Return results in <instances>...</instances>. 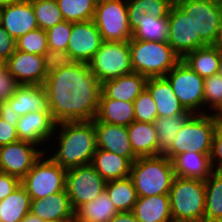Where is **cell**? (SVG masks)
<instances>
[{
	"mask_svg": "<svg viewBox=\"0 0 222 222\" xmlns=\"http://www.w3.org/2000/svg\"><path fill=\"white\" fill-rule=\"evenodd\" d=\"M43 87L56 124L95 119L102 83L89 64L75 62L61 68L47 76Z\"/></svg>",
	"mask_w": 222,
	"mask_h": 222,
	"instance_id": "1",
	"label": "cell"
},
{
	"mask_svg": "<svg viewBox=\"0 0 222 222\" xmlns=\"http://www.w3.org/2000/svg\"><path fill=\"white\" fill-rule=\"evenodd\" d=\"M60 130V133L58 129ZM58 148L49 156L62 168L91 164L97 149L96 129L93 121L63 122L56 124Z\"/></svg>",
	"mask_w": 222,
	"mask_h": 222,
	"instance_id": "2",
	"label": "cell"
},
{
	"mask_svg": "<svg viewBox=\"0 0 222 222\" xmlns=\"http://www.w3.org/2000/svg\"><path fill=\"white\" fill-rule=\"evenodd\" d=\"M130 177L138 197L169 194L175 177L173 162L165 155L139 157L132 163Z\"/></svg>",
	"mask_w": 222,
	"mask_h": 222,
	"instance_id": "3",
	"label": "cell"
},
{
	"mask_svg": "<svg viewBox=\"0 0 222 222\" xmlns=\"http://www.w3.org/2000/svg\"><path fill=\"white\" fill-rule=\"evenodd\" d=\"M133 72L147 78L165 77L182 59L168 42L129 40Z\"/></svg>",
	"mask_w": 222,
	"mask_h": 222,
	"instance_id": "4",
	"label": "cell"
},
{
	"mask_svg": "<svg viewBox=\"0 0 222 222\" xmlns=\"http://www.w3.org/2000/svg\"><path fill=\"white\" fill-rule=\"evenodd\" d=\"M175 3L192 19L195 50L218 44L222 30L219 0H175Z\"/></svg>",
	"mask_w": 222,
	"mask_h": 222,
	"instance_id": "5",
	"label": "cell"
},
{
	"mask_svg": "<svg viewBox=\"0 0 222 222\" xmlns=\"http://www.w3.org/2000/svg\"><path fill=\"white\" fill-rule=\"evenodd\" d=\"M174 222H203L205 215V181L175 176L170 189Z\"/></svg>",
	"mask_w": 222,
	"mask_h": 222,
	"instance_id": "6",
	"label": "cell"
},
{
	"mask_svg": "<svg viewBox=\"0 0 222 222\" xmlns=\"http://www.w3.org/2000/svg\"><path fill=\"white\" fill-rule=\"evenodd\" d=\"M218 123L219 119L214 113L193 114L184 123L165 156L172 161L177 155L187 151L211 155L213 135Z\"/></svg>",
	"mask_w": 222,
	"mask_h": 222,
	"instance_id": "7",
	"label": "cell"
},
{
	"mask_svg": "<svg viewBox=\"0 0 222 222\" xmlns=\"http://www.w3.org/2000/svg\"><path fill=\"white\" fill-rule=\"evenodd\" d=\"M45 154L41 155L32 169L21 179V185L31 200L45 198L65 190L67 170Z\"/></svg>",
	"mask_w": 222,
	"mask_h": 222,
	"instance_id": "8",
	"label": "cell"
},
{
	"mask_svg": "<svg viewBox=\"0 0 222 222\" xmlns=\"http://www.w3.org/2000/svg\"><path fill=\"white\" fill-rule=\"evenodd\" d=\"M93 21L103 41L123 42L132 38L127 0H98Z\"/></svg>",
	"mask_w": 222,
	"mask_h": 222,
	"instance_id": "9",
	"label": "cell"
},
{
	"mask_svg": "<svg viewBox=\"0 0 222 222\" xmlns=\"http://www.w3.org/2000/svg\"><path fill=\"white\" fill-rule=\"evenodd\" d=\"M88 64L101 83L132 73L129 41H103Z\"/></svg>",
	"mask_w": 222,
	"mask_h": 222,
	"instance_id": "10",
	"label": "cell"
},
{
	"mask_svg": "<svg viewBox=\"0 0 222 222\" xmlns=\"http://www.w3.org/2000/svg\"><path fill=\"white\" fill-rule=\"evenodd\" d=\"M165 78L187 111L193 114L206 113L201 111L204 110V79L201 76L181 60Z\"/></svg>",
	"mask_w": 222,
	"mask_h": 222,
	"instance_id": "11",
	"label": "cell"
},
{
	"mask_svg": "<svg viewBox=\"0 0 222 222\" xmlns=\"http://www.w3.org/2000/svg\"><path fill=\"white\" fill-rule=\"evenodd\" d=\"M106 183L91 164L68 169L65 189L74 211L103 193Z\"/></svg>",
	"mask_w": 222,
	"mask_h": 222,
	"instance_id": "12",
	"label": "cell"
},
{
	"mask_svg": "<svg viewBox=\"0 0 222 222\" xmlns=\"http://www.w3.org/2000/svg\"><path fill=\"white\" fill-rule=\"evenodd\" d=\"M38 148L35 144L21 140L0 146V171L21 180L46 152V147L42 150Z\"/></svg>",
	"mask_w": 222,
	"mask_h": 222,
	"instance_id": "13",
	"label": "cell"
},
{
	"mask_svg": "<svg viewBox=\"0 0 222 222\" xmlns=\"http://www.w3.org/2000/svg\"><path fill=\"white\" fill-rule=\"evenodd\" d=\"M103 43L93 19L72 23L67 51L75 62L89 63Z\"/></svg>",
	"mask_w": 222,
	"mask_h": 222,
	"instance_id": "14",
	"label": "cell"
},
{
	"mask_svg": "<svg viewBox=\"0 0 222 222\" xmlns=\"http://www.w3.org/2000/svg\"><path fill=\"white\" fill-rule=\"evenodd\" d=\"M55 127L56 122L51 112L45 111L30 112L20 116L16 125L18 139L39 145V148L50 141L53 135H57Z\"/></svg>",
	"mask_w": 222,
	"mask_h": 222,
	"instance_id": "15",
	"label": "cell"
},
{
	"mask_svg": "<svg viewBox=\"0 0 222 222\" xmlns=\"http://www.w3.org/2000/svg\"><path fill=\"white\" fill-rule=\"evenodd\" d=\"M0 25L15 40L38 28L30 0H18L2 6Z\"/></svg>",
	"mask_w": 222,
	"mask_h": 222,
	"instance_id": "16",
	"label": "cell"
},
{
	"mask_svg": "<svg viewBox=\"0 0 222 222\" xmlns=\"http://www.w3.org/2000/svg\"><path fill=\"white\" fill-rule=\"evenodd\" d=\"M9 73L20 85H43L46 80L43 56L15 50L7 60Z\"/></svg>",
	"mask_w": 222,
	"mask_h": 222,
	"instance_id": "17",
	"label": "cell"
},
{
	"mask_svg": "<svg viewBox=\"0 0 222 222\" xmlns=\"http://www.w3.org/2000/svg\"><path fill=\"white\" fill-rule=\"evenodd\" d=\"M168 19V44L182 59L188 52L195 50L192 19L176 3L171 7Z\"/></svg>",
	"mask_w": 222,
	"mask_h": 222,
	"instance_id": "18",
	"label": "cell"
},
{
	"mask_svg": "<svg viewBox=\"0 0 222 222\" xmlns=\"http://www.w3.org/2000/svg\"><path fill=\"white\" fill-rule=\"evenodd\" d=\"M96 129L97 148L128 158L132 163L137 159L131 147L126 126H118L93 120Z\"/></svg>",
	"mask_w": 222,
	"mask_h": 222,
	"instance_id": "19",
	"label": "cell"
},
{
	"mask_svg": "<svg viewBox=\"0 0 222 222\" xmlns=\"http://www.w3.org/2000/svg\"><path fill=\"white\" fill-rule=\"evenodd\" d=\"M30 213L41 220L57 222H70L75 217L66 189L45 198L31 200Z\"/></svg>",
	"mask_w": 222,
	"mask_h": 222,
	"instance_id": "20",
	"label": "cell"
},
{
	"mask_svg": "<svg viewBox=\"0 0 222 222\" xmlns=\"http://www.w3.org/2000/svg\"><path fill=\"white\" fill-rule=\"evenodd\" d=\"M146 89L151 94L152 99L157 106L158 117L193 114L187 111L179 102L169 81L165 77L148 78L146 82Z\"/></svg>",
	"mask_w": 222,
	"mask_h": 222,
	"instance_id": "21",
	"label": "cell"
},
{
	"mask_svg": "<svg viewBox=\"0 0 222 222\" xmlns=\"http://www.w3.org/2000/svg\"><path fill=\"white\" fill-rule=\"evenodd\" d=\"M132 38L143 41L168 42L169 19L148 14H128Z\"/></svg>",
	"mask_w": 222,
	"mask_h": 222,
	"instance_id": "22",
	"label": "cell"
},
{
	"mask_svg": "<svg viewBox=\"0 0 222 222\" xmlns=\"http://www.w3.org/2000/svg\"><path fill=\"white\" fill-rule=\"evenodd\" d=\"M7 102L19 117L36 111L51 112L43 85H20Z\"/></svg>",
	"mask_w": 222,
	"mask_h": 222,
	"instance_id": "23",
	"label": "cell"
},
{
	"mask_svg": "<svg viewBox=\"0 0 222 222\" xmlns=\"http://www.w3.org/2000/svg\"><path fill=\"white\" fill-rule=\"evenodd\" d=\"M147 77L132 72L102 83V92L111 99L133 102L146 88Z\"/></svg>",
	"mask_w": 222,
	"mask_h": 222,
	"instance_id": "24",
	"label": "cell"
},
{
	"mask_svg": "<svg viewBox=\"0 0 222 222\" xmlns=\"http://www.w3.org/2000/svg\"><path fill=\"white\" fill-rule=\"evenodd\" d=\"M132 213L139 222H174L169 194L138 197Z\"/></svg>",
	"mask_w": 222,
	"mask_h": 222,
	"instance_id": "25",
	"label": "cell"
},
{
	"mask_svg": "<svg viewBox=\"0 0 222 222\" xmlns=\"http://www.w3.org/2000/svg\"><path fill=\"white\" fill-rule=\"evenodd\" d=\"M210 156L195 151L177 155L172 160L175 176L205 181L213 172Z\"/></svg>",
	"mask_w": 222,
	"mask_h": 222,
	"instance_id": "26",
	"label": "cell"
},
{
	"mask_svg": "<svg viewBox=\"0 0 222 222\" xmlns=\"http://www.w3.org/2000/svg\"><path fill=\"white\" fill-rule=\"evenodd\" d=\"M127 132L137 158L158 156V136L153 123L133 121Z\"/></svg>",
	"mask_w": 222,
	"mask_h": 222,
	"instance_id": "27",
	"label": "cell"
},
{
	"mask_svg": "<svg viewBox=\"0 0 222 222\" xmlns=\"http://www.w3.org/2000/svg\"><path fill=\"white\" fill-rule=\"evenodd\" d=\"M91 165L108 182L130 176L132 162L126 157L97 148Z\"/></svg>",
	"mask_w": 222,
	"mask_h": 222,
	"instance_id": "28",
	"label": "cell"
},
{
	"mask_svg": "<svg viewBox=\"0 0 222 222\" xmlns=\"http://www.w3.org/2000/svg\"><path fill=\"white\" fill-rule=\"evenodd\" d=\"M95 118L100 122L128 127L135 121L133 102L108 98L101 91L98 112Z\"/></svg>",
	"mask_w": 222,
	"mask_h": 222,
	"instance_id": "29",
	"label": "cell"
},
{
	"mask_svg": "<svg viewBox=\"0 0 222 222\" xmlns=\"http://www.w3.org/2000/svg\"><path fill=\"white\" fill-rule=\"evenodd\" d=\"M220 48L207 45L188 52L182 61L203 79L218 73Z\"/></svg>",
	"mask_w": 222,
	"mask_h": 222,
	"instance_id": "30",
	"label": "cell"
},
{
	"mask_svg": "<svg viewBox=\"0 0 222 222\" xmlns=\"http://www.w3.org/2000/svg\"><path fill=\"white\" fill-rule=\"evenodd\" d=\"M31 198L20 184L0 201V222H21L30 212Z\"/></svg>",
	"mask_w": 222,
	"mask_h": 222,
	"instance_id": "31",
	"label": "cell"
},
{
	"mask_svg": "<svg viewBox=\"0 0 222 222\" xmlns=\"http://www.w3.org/2000/svg\"><path fill=\"white\" fill-rule=\"evenodd\" d=\"M192 115L180 114L155 119L153 124L158 136V156L165 155L172 148L178 132Z\"/></svg>",
	"mask_w": 222,
	"mask_h": 222,
	"instance_id": "32",
	"label": "cell"
},
{
	"mask_svg": "<svg viewBox=\"0 0 222 222\" xmlns=\"http://www.w3.org/2000/svg\"><path fill=\"white\" fill-rule=\"evenodd\" d=\"M203 222H222V172L213 171L205 180Z\"/></svg>",
	"mask_w": 222,
	"mask_h": 222,
	"instance_id": "33",
	"label": "cell"
},
{
	"mask_svg": "<svg viewBox=\"0 0 222 222\" xmlns=\"http://www.w3.org/2000/svg\"><path fill=\"white\" fill-rule=\"evenodd\" d=\"M105 191L118 212L132 211L138 195L130 176L108 181Z\"/></svg>",
	"mask_w": 222,
	"mask_h": 222,
	"instance_id": "34",
	"label": "cell"
},
{
	"mask_svg": "<svg viewBox=\"0 0 222 222\" xmlns=\"http://www.w3.org/2000/svg\"><path fill=\"white\" fill-rule=\"evenodd\" d=\"M118 213L106 191L96 199L80 206L75 216L88 222H109Z\"/></svg>",
	"mask_w": 222,
	"mask_h": 222,
	"instance_id": "35",
	"label": "cell"
},
{
	"mask_svg": "<svg viewBox=\"0 0 222 222\" xmlns=\"http://www.w3.org/2000/svg\"><path fill=\"white\" fill-rule=\"evenodd\" d=\"M64 21L82 22L94 18L98 0H56Z\"/></svg>",
	"mask_w": 222,
	"mask_h": 222,
	"instance_id": "36",
	"label": "cell"
},
{
	"mask_svg": "<svg viewBox=\"0 0 222 222\" xmlns=\"http://www.w3.org/2000/svg\"><path fill=\"white\" fill-rule=\"evenodd\" d=\"M33 6L38 28L44 31L64 21L56 0H30Z\"/></svg>",
	"mask_w": 222,
	"mask_h": 222,
	"instance_id": "37",
	"label": "cell"
},
{
	"mask_svg": "<svg viewBox=\"0 0 222 222\" xmlns=\"http://www.w3.org/2000/svg\"><path fill=\"white\" fill-rule=\"evenodd\" d=\"M175 0H127L128 14H148L168 18Z\"/></svg>",
	"mask_w": 222,
	"mask_h": 222,
	"instance_id": "38",
	"label": "cell"
},
{
	"mask_svg": "<svg viewBox=\"0 0 222 222\" xmlns=\"http://www.w3.org/2000/svg\"><path fill=\"white\" fill-rule=\"evenodd\" d=\"M16 50L43 56L48 50L47 33L41 28L29 31L16 39Z\"/></svg>",
	"mask_w": 222,
	"mask_h": 222,
	"instance_id": "39",
	"label": "cell"
},
{
	"mask_svg": "<svg viewBox=\"0 0 222 222\" xmlns=\"http://www.w3.org/2000/svg\"><path fill=\"white\" fill-rule=\"evenodd\" d=\"M209 108L217 115L222 110V78L214 74L204 79V106Z\"/></svg>",
	"mask_w": 222,
	"mask_h": 222,
	"instance_id": "40",
	"label": "cell"
},
{
	"mask_svg": "<svg viewBox=\"0 0 222 222\" xmlns=\"http://www.w3.org/2000/svg\"><path fill=\"white\" fill-rule=\"evenodd\" d=\"M133 105L135 121L153 123L158 117L157 106L146 88L133 101Z\"/></svg>",
	"mask_w": 222,
	"mask_h": 222,
	"instance_id": "41",
	"label": "cell"
},
{
	"mask_svg": "<svg viewBox=\"0 0 222 222\" xmlns=\"http://www.w3.org/2000/svg\"><path fill=\"white\" fill-rule=\"evenodd\" d=\"M72 32V22L62 21L46 30L48 48L54 50H67Z\"/></svg>",
	"mask_w": 222,
	"mask_h": 222,
	"instance_id": "42",
	"label": "cell"
},
{
	"mask_svg": "<svg viewBox=\"0 0 222 222\" xmlns=\"http://www.w3.org/2000/svg\"><path fill=\"white\" fill-rule=\"evenodd\" d=\"M43 62L46 77L59 71L61 68L69 67L75 63L67 50H54L50 48L43 54Z\"/></svg>",
	"mask_w": 222,
	"mask_h": 222,
	"instance_id": "43",
	"label": "cell"
},
{
	"mask_svg": "<svg viewBox=\"0 0 222 222\" xmlns=\"http://www.w3.org/2000/svg\"><path fill=\"white\" fill-rule=\"evenodd\" d=\"M210 158L213 171L222 172V121L221 120H219V123L213 135L212 153Z\"/></svg>",
	"mask_w": 222,
	"mask_h": 222,
	"instance_id": "44",
	"label": "cell"
},
{
	"mask_svg": "<svg viewBox=\"0 0 222 222\" xmlns=\"http://www.w3.org/2000/svg\"><path fill=\"white\" fill-rule=\"evenodd\" d=\"M19 86L20 84L8 69L0 73V103L8 101Z\"/></svg>",
	"mask_w": 222,
	"mask_h": 222,
	"instance_id": "45",
	"label": "cell"
},
{
	"mask_svg": "<svg viewBox=\"0 0 222 222\" xmlns=\"http://www.w3.org/2000/svg\"><path fill=\"white\" fill-rule=\"evenodd\" d=\"M16 50V40L0 25V58L7 61Z\"/></svg>",
	"mask_w": 222,
	"mask_h": 222,
	"instance_id": "46",
	"label": "cell"
},
{
	"mask_svg": "<svg viewBox=\"0 0 222 222\" xmlns=\"http://www.w3.org/2000/svg\"><path fill=\"white\" fill-rule=\"evenodd\" d=\"M20 184L19 178L0 171V201L5 199Z\"/></svg>",
	"mask_w": 222,
	"mask_h": 222,
	"instance_id": "47",
	"label": "cell"
},
{
	"mask_svg": "<svg viewBox=\"0 0 222 222\" xmlns=\"http://www.w3.org/2000/svg\"><path fill=\"white\" fill-rule=\"evenodd\" d=\"M16 125H10L0 118V146L18 141Z\"/></svg>",
	"mask_w": 222,
	"mask_h": 222,
	"instance_id": "48",
	"label": "cell"
},
{
	"mask_svg": "<svg viewBox=\"0 0 222 222\" xmlns=\"http://www.w3.org/2000/svg\"><path fill=\"white\" fill-rule=\"evenodd\" d=\"M0 118L10 125H17L19 115H17L10 107V104L5 101L0 103Z\"/></svg>",
	"mask_w": 222,
	"mask_h": 222,
	"instance_id": "49",
	"label": "cell"
},
{
	"mask_svg": "<svg viewBox=\"0 0 222 222\" xmlns=\"http://www.w3.org/2000/svg\"><path fill=\"white\" fill-rule=\"evenodd\" d=\"M109 222H139L132 211L118 212Z\"/></svg>",
	"mask_w": 222,
	"mask_h": 222,
	"instance_id": "50",
	"label": "cell"
},
{
	"mask_svg": "<svg viewBox=\"0 0 222 222\" xmlns=\"http://www.w3.org/2000/svg\"><path fill=\"white\" fill-rule=\"evenodd\" d=\"M21 222H57L54 220H41L38 216L28 213Z\"/></svg>",
	"mask_w": 222,
	"mask_h": 222,
	"instance_id": "51",
	"label": "cell"
},
{
	"mask_svg": "<svg viewBox=\"0 0 222 222\" xmlns=\"http://www.w3.org/2000/svg\"><path fill=\"white\" fill-rule=\"evenodd\" d=\"M217 74L222 78V49H220L219 69Z\"/></svg>",
	"mask_w": 222,
	"mask_h": 222,
	"instance_id": "52",
	"label": "cell"
},
{
	"mask_svg": "<svg viewBox=\"0 0 222 222\" xmlns=\"http://www.w3.org/2000/svg\"><path fill=\"white\" fill-rule=\"evenodd\" d=\"M7 69V61L0 58V73Z\"/></svg>",
	"mask_w": 222,
	"mask_h": 222,
	"instance_id": "53",
	"label": "cell"
},
{
	"mask_svg": "<svg viewBox=\"0 0 222 222\" xmlns=\"http://www.w3.org/2000/svg\"><path fill=\"white\" fill-rule=\"evenodd\" d=\"M14 1H18V0H0V5H7L11 2H14Z\"/></svg>",
	"mask_w": 222,
	"mask_h": 222,
	"instance_id": "54",
	"label": "cell"
},
{
	"mask_svg": "<svg viewBox=\"0 0 222 222\" xmlns=\"http://www.w3.org/2000/svg\"><path fill=\"white\" fill-rule=\"evenodd\" d=\"M70 222H88V221L80 220L75 216Z\"/></svg>",
	"mask_w": 222,
	"mask_h": 222,
	"instance_id": "55",
	"label": "cell"
},
{
	"mask_svg": "<svg viewBox=\"0 0 222 222\" xmlns=\"http://www.w3.org/2000/svg\"><path fill=\"white\" fill-rule=\"evenodd\" d=\"M217 45L219 46L220 49H222V30H221V36Z\"/></svg>",
	"mask_w": 222,
	"mask_h": 222,
	"instance_id": "56",
	"label": "cell"
},
{
	"mask_svg": "<svg viewBox=\"0 0 222 222\" xmlns=\"http://www.w3.org/2000/svg\"><path fill=\"white\" fill-rule=\"evenodd\" d=\"M219 120L222 121V110L216 115Z\"/></svg>",
	"mask_w": 222,
	"mask_h": 222,
	"instance_id": "57",
	"label": "cell"
},
{
	"mask_svg": "<svg viewBox=\"0 0 222 222\" xmlns=\"http://www.w3.org/2000/svg\"><path fill=\"white\" fill-rule=\"evenodd\" d=\"M2 5H0V22H1Z\"/></svg>",
	"mask_w": 222,
	"mask_h": 222,
	"instance_id": "58",
	"label": "cell"
}]
</instances>
